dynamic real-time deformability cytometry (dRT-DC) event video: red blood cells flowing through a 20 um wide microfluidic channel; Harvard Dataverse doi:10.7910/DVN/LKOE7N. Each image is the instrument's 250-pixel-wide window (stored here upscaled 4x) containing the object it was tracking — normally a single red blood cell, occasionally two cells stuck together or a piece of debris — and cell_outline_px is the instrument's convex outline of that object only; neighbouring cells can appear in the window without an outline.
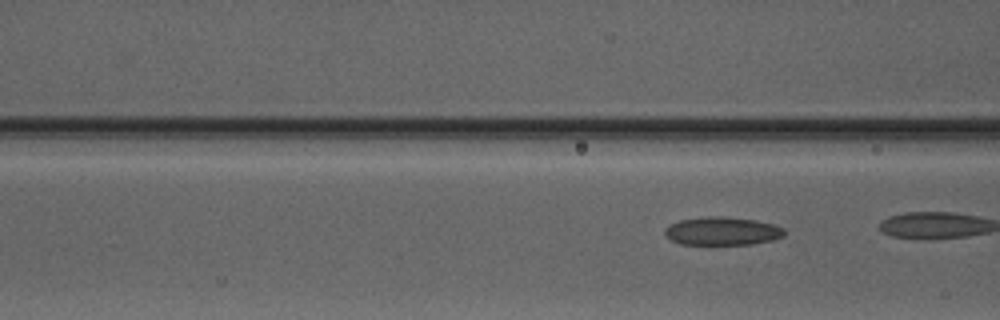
{"species": "Egyptian fruit bat (a non-hibernating species)", "species_latin": "Rousettus aegyptiacus", "temperature_condition": "warm", "stored_images_in_passage": 7, "camera_frame_rate_fps": 3000, "um_per_image_px": 0.085, "animal": {"sex": "male"}, "frame": {"image": 1, "passage_image": 7, "time_ms": 7.667, "image_size_px": [1000, 320], "cell_outline_px": [[784, 236], [772, 240], [752, 244], [680, 244], [672, 240], [664, 232], [664, 228], [680, 220], [708, 216], [720, 216], [756, 220], [772, 224], [784, 228]], "centroid_in_image_um": [61.4, 19.64], "position_along_channel_um": 105.2, "area_um2": 19.48}}